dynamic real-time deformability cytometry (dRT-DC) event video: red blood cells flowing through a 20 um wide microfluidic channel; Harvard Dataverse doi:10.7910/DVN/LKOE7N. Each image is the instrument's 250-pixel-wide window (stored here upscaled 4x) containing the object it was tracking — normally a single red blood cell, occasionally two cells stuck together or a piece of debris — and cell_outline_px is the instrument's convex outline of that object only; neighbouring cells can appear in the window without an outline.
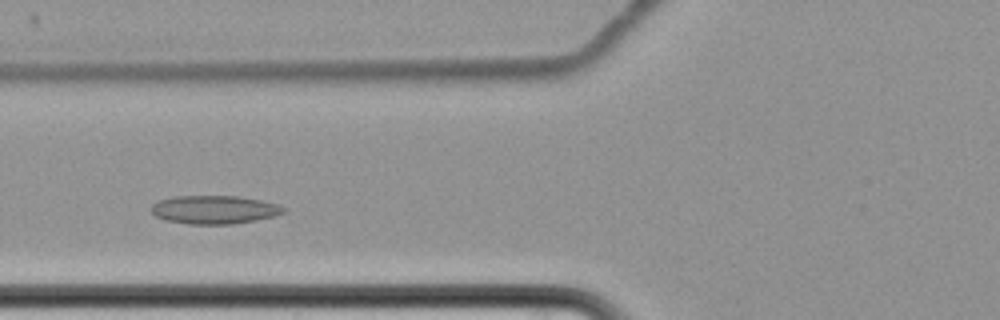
{"species": "common noctule bat (a hibernating species)", "species_latin": "Nyctalus noctula", "temperature_condition": "cold", "stored_images_in_passage": 10, "camera_frame_rate_fps": 3000, "um_per_image_px": 0.085, "animal": {"sex": "female", "body_mass_g": 22.7, "forearm_length_mm": 54.2}, "frame": {"image": 1, "passage_image": 2, "time_ms": 1.0, "image_size_px": [1000, 320], "cell_outline_px": [[288, 208], [284, 212], [272, 216], [256, 220], [232, 224], [188, 224], [168, 220], [156, 216], [148, 208], [156, 200], [172, 196], [236, 196], [260, 200], [276, 204]], "centroid_in_image_um": [18.17, 17.81], "position_along_channel_um": 107.6, "area_um2": 21.91}}
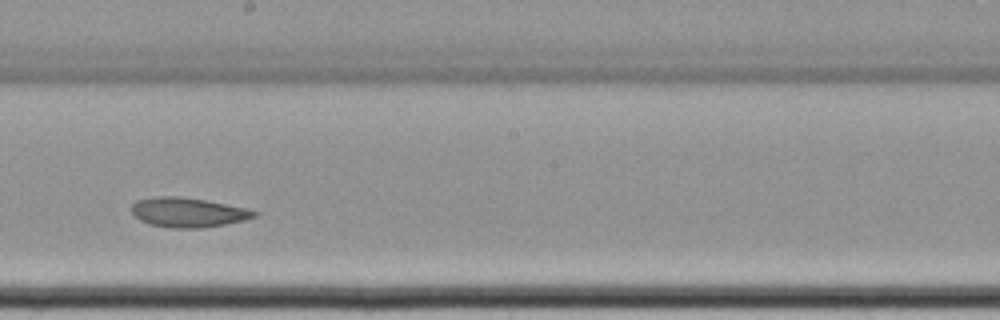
{"frame": {"image": 2, "passage_image": 5, "time_ms": 4.667, "image_size_px": [1000, 320], "cell_outline_px": [[256, 216], [244, 220], [204, 228], [172, 228], [152, 224], [140, 220], [132, 212], [132, 204], [136, 200], [160, 196], [180, 196], [204, 200], [244, 208], [256, 212]], "centroid_in_image_um": [15.94, 18.05], "position_along_channel_um": 232.3, "area_um2": 20.75}}
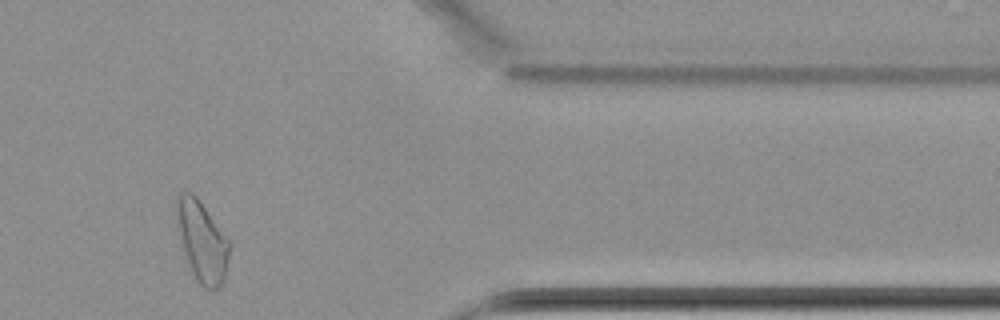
{"frame": {"image": 3, "passage_image": 9, "time_ms": 10.0, "image_size_px": [1000, 320], "cell_outline_px": [[232, 244], [224, 280], [220, 288], [204, 288], [196, 280], [192, 272], [184, 248], [176, 212], [176, 196], [180, 192], [192, 192], [196, 196]], "centroid_in_image_um": [17.22, 20.52], "position_along_channel_um": 394.2, "area_um2": 24.28}, "authors_computed_cell_mechanics": {"area_um2": 21.386, "velocity_mm_per_s": 3.406, "shape_relaxation_time_tau1_ms": null, "shape_relaxation_time_tau2_ms": 8.8381, "deformation_change_tau1": null, "deformation_change_tau2": 0.0836}}